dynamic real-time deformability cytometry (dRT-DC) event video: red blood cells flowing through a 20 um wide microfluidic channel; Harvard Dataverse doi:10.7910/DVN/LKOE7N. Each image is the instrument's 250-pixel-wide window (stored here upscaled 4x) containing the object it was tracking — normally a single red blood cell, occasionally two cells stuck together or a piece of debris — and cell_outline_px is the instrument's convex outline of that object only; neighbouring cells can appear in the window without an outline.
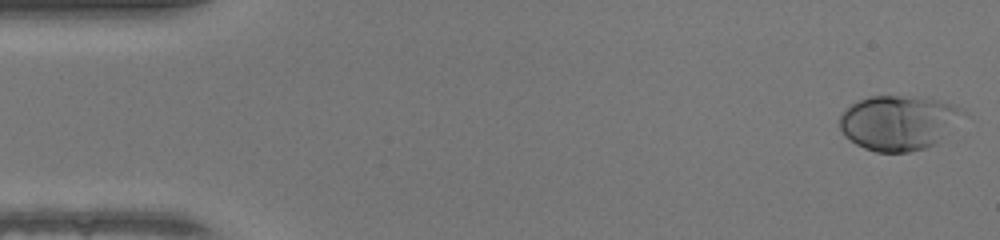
{"species": "human", "species_latin": "Homo sapiens", "temperature_condition": "warm", "stored_images_in_passage": 48, "camera_frame_rate_fps": 3000, "um_per_image_px": 0.085, "donor": {"sex": "female"}, "frame": {"image": 1, "passage_image": 1, "time_ms": 0.0, "image_size_px": [1000, 240], "cell_outline_px": [[968, 112], [936, 144], [924, 148], [908, 152], [876, 152], [864, 148], [856, 144], [844, 136], [840, 128], [840, 116], [852, 104], [868, 96], [932, 96], [964, 108]], "centroid_in_image_um": [76.44, 10.4], "position_along_channel_um": 8.6, "area_um2": 39.88}}
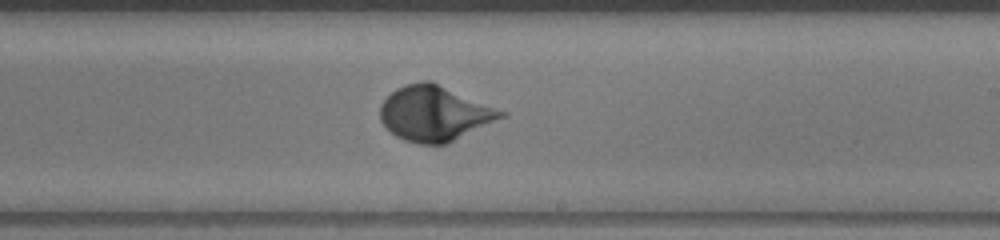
{"frame": {"image": 2, "passage_image": 28, "time_ms": 9.0, "image_size_px": [1000, 240], "cell_outline_px": [[508, 116], [448, 144], [416, 144], [404, 140], [396, 136], [380, 120], [380, 104], [396, 88], [404, 84], [420, 80], [432, 80], [508, 112]], "centroid_in_image_um": [36.99, 9.63], "position_along_channel_um": 252.0, "area_um2": 39.54}}
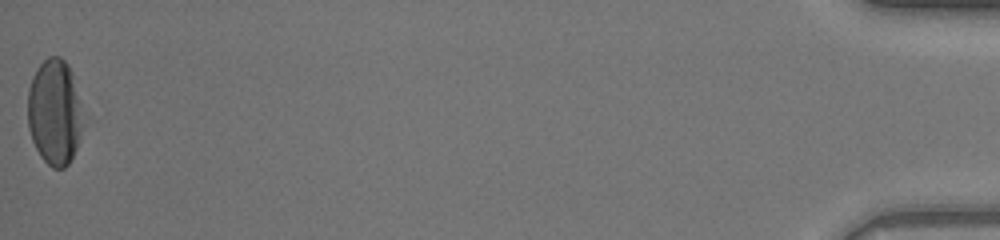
{"frame": {"image": 3, "passage_image": 48, "time_ms": 15.667, "image_size_px": [1000, 240], "cell_outline_px": [[80, 128], [76, 148], [68, 164], [64, 168], [52, 168], [40, 156], [32, 140], [28, 128], [28, 88], [32, 76], [36, 68], [48, 56], [60, 56], [68, 64], [72, 72], [76, 96], [80, 124]], "centroid_in_image_um": [4.56, 9.52], "position_along_channel_um": 430.6, "area_um2": 33.12}, "authors_computed_cell_mechanics": {"area_um2": 36.0094, "velocity_mm_per_s": 4.2533, "shape_relaxation_time_tau1_ms": 2.2868, "shape_relaxation_time_tau2_ms": null, "deformation_change_tau1": 0.1669, "deformation_change_tau2": null}}